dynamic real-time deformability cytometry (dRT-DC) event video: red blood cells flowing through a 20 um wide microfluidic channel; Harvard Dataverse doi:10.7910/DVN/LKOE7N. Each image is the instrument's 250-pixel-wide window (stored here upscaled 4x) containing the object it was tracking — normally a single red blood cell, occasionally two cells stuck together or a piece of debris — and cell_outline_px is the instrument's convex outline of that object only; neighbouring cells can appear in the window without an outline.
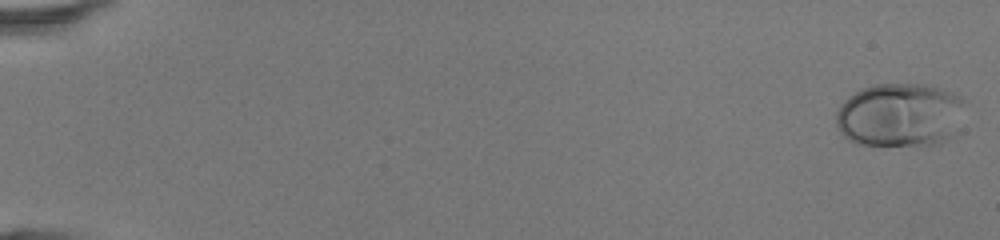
{"species": "human", "species_latin": "Homo sapiens", "temperature_condition": "room temperature", "stored_images_in_passage": 48, "camera_frame_rate_fps": 3000, "um_per_image_px": 0.085, "donor": {"sex": "female"}, "frame": {"image": 1, "passage_image": 1, "time_ms": 0.0, "image_size_px": [1000, 240], "cell_outline_px": [[964, 104], [948, 136], [940, 144], [856, 144], [848, 140], [840, 132], [836, 124], [836, 112], [840, 104], [848, 96], [864, 88], [876, 84], [924, 84], [940, 88], [952, 92], [960, 96]], "centroid_in_image_um": [76.39, 9.74], "position_along_channel_um": 8.6, "area_um2": 46.93}}
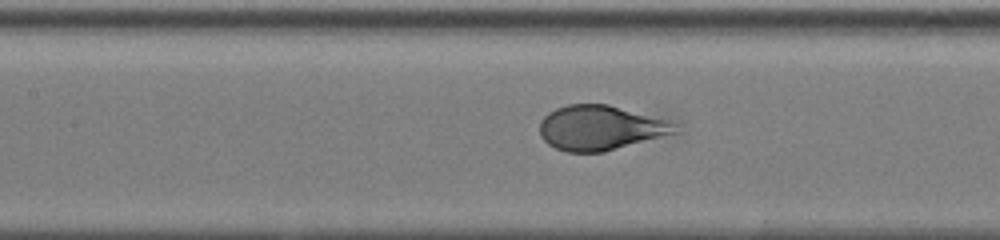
{"frame": {"image": 2, "passage_image": 24, "time_ms": 7.667, "image_size_px": [1000, 240], "cell_outline_px": [[676, 132], [604, 152], [568, 152], [556, 148], [548, 144], [540, 136], [540, 120], [548, 112], [556, 108], [568, 104], [608, 104], [668, 120], [672, 124]], "centroid_in_image_um": [50.95, 10.86], "position_along_channel_um": 156.5, "area_um2": 34.85}}
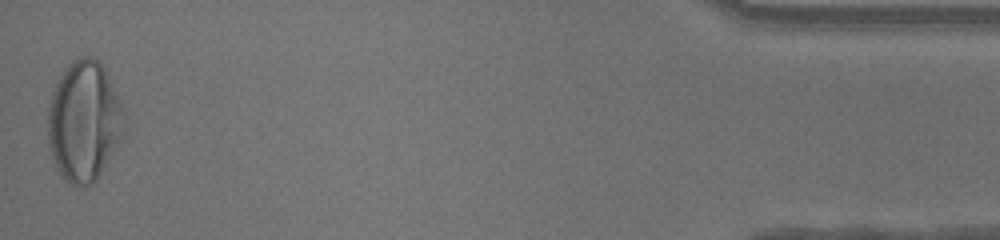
{"frame": {"image": 3, "passage_image": 48, "time_ms": 15.667, "image_size_px": [1000, 240], "cell_outline_px": [[124, 132], [120, 140], [96, 180], [92, 184], [76, 188], [68, 184], [56, 168], [52, 160], [48, 144], [48, 104], [56, 80], [64, 68], [72, 60], [80, 56], [92, 56], [104, 64], [124, 108]], "centroid_in_image_um": [7.13, 10.28], "position_along_channel_um": 428.1, "area_um2": 54.45}, "authors_computed_cell_mechanics": {"area_um2": 39.3907, "velocity_mm_per_s": 4.3579, "shape_relaxation_time_tau1_ms": 2.4089, "shape_relaxation_time_tau2_ms": null, "deformation_change_tau1": 0.1933, "deformation_change_tau2": null}}